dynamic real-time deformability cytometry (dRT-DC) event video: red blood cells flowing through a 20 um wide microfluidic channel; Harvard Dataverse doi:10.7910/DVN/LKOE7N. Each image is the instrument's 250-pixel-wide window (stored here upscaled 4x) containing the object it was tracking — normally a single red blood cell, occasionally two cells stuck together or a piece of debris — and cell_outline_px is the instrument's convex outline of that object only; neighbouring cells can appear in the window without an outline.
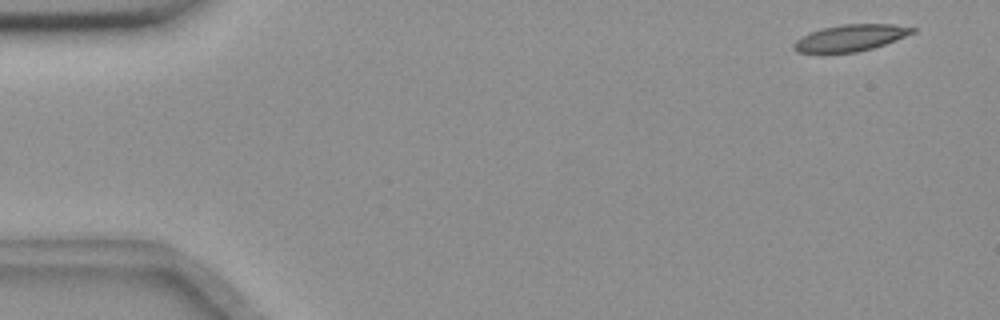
{"species": "common noctule bat (a hibernating species)", "species_latin": "Nyctalus noctula", "temperature_condition": "room temperature", "stored_images_in_passage": 4, "camera_frame_rate_fps": 3000, "um_per_image_px": 0.085, "animal": {"sex": "female", "body_mass_g": 18.4}, "frame": {"image": 1, "passage_image": 1, "time_ms": 0.0, "image_size_px": [1000, 320], "cell_outline_px": [[916, 32], [896, 40], [872, 48], [856, 52], [796, 52], [792, 48], [792, 44], [796, 40], [812, 32], [824, 28], [844, 24], [892, 24], [916, 28]], "centroid_in_image_um": [72.32, 3.21], "position_along_channel_um": 12.7, "area_um2": 18.03}}